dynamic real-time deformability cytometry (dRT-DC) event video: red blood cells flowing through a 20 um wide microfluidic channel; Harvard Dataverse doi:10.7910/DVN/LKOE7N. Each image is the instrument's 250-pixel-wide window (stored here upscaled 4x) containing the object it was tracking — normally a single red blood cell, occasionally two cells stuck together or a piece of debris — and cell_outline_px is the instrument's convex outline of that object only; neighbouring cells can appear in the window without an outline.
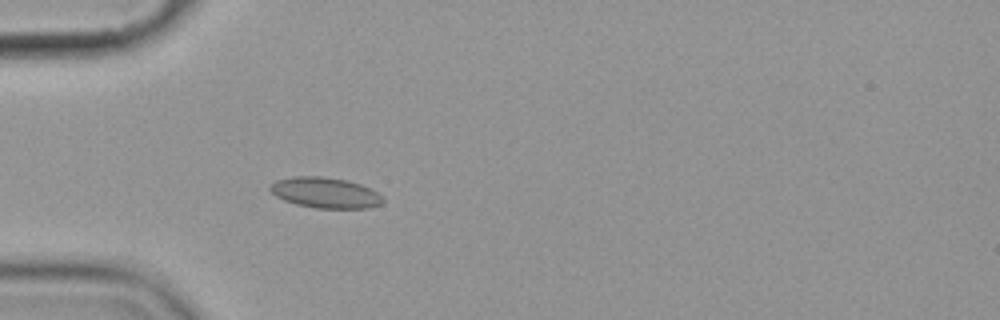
{"species": "common noctule bat (a hibernating species)", "species_latin": "Nyctalus noctula", "temperature_condition": "cold", "stored_images_in_passage": 5, "camera_frame_rate_fps": 3000, "um_per_image_px": 0.085, "animal": {"sex": "female", "body_mass_g": 19.9}, "frame": {"image": 1, "passage_image": 5, "time_ms": 5.333, "image_size_px": [1000, 320], "cell_outline_px": [[384, 200], [380, 204], [368, 208], [316, 208], [296, 204], [284, 200], [276, 196], [268, 188], [276, 180], [292, 176], [320, 176], [348, 180], [360, 184], [376, 192]], "centroid_in_image_um": [27.62, 16.37], "position_along_channel_um": 57.4, "area_um2": 20.0}}